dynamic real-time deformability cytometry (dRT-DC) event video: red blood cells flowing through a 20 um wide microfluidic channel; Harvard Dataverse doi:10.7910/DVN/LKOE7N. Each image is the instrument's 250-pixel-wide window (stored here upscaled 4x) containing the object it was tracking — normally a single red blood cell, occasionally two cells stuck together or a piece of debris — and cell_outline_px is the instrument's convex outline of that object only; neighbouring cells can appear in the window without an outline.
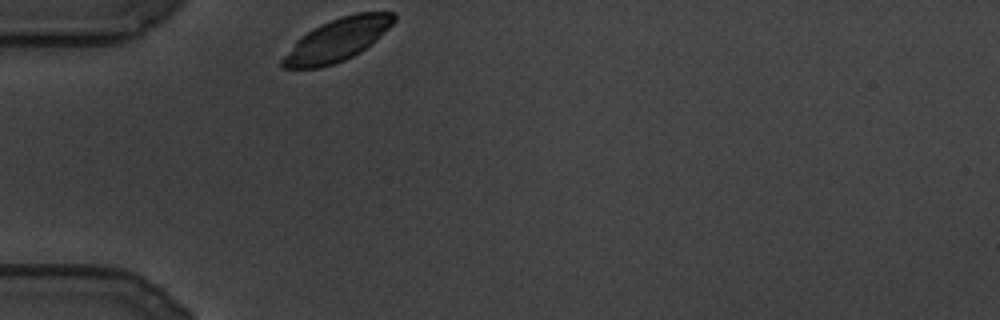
{"species": "common noctule bat (a hibernating species)", "species_latin": "Nyctalus noctula", "temperature_condition": "cold", "stored_images_in_passage": 67, "camera_frame_rate_fps": 3000, "um_per_image_px": 0.085, "animal": {"sex": "male", "body_mass_g": 19.5, "forearm_length_mm": 54.6}, "frame": {"image": 1, "passage_image": 1, "time_ms": 0.0, "image_size_px": [1000, 320], "cell_outline_px": [[396, 20], [376, 40], [360, 52], [344, 60], [320, 68], [284, 68], [280, 64], [280, 60], [296, 40], [300, 36], [312, 28], [320, 24], [340, 16], [356, 12], [396, 12]], "centroid_in_image_um": [28.65, 3.37], "position_along_channel_um": 56.4, "area_um2": 27.69}}
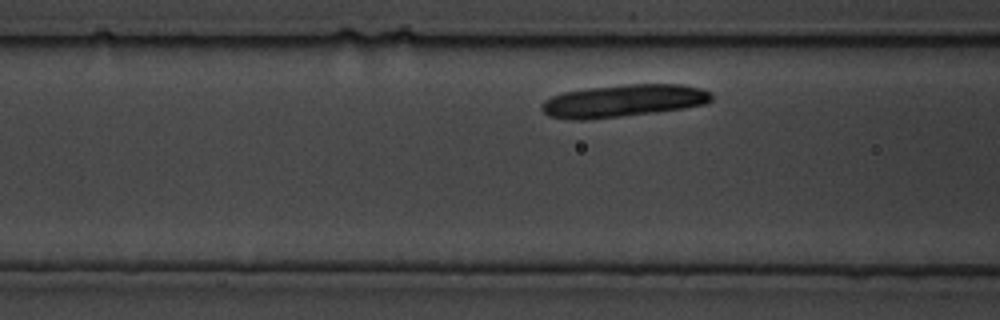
{"frame": {"image": 2, "passage_image": 14, "time_ms": 4.333, "image_size_px": [1000, 320], "cell_outline_px": [[712, 100], [704, 104], [684, 108], [620, 116], [584, 120], [568, 120], [548, 116], [540, 108], [540, 104], [544, 100], [552, 96], [564, 92], [588, 88], [628, 84], [680, 84], [700, 88], [708, 92], [712, 96]], "centroid_in_image_um": [52.92, 8.57], "position_along_channel_um": 113.7, "area_um2": 31.96}}